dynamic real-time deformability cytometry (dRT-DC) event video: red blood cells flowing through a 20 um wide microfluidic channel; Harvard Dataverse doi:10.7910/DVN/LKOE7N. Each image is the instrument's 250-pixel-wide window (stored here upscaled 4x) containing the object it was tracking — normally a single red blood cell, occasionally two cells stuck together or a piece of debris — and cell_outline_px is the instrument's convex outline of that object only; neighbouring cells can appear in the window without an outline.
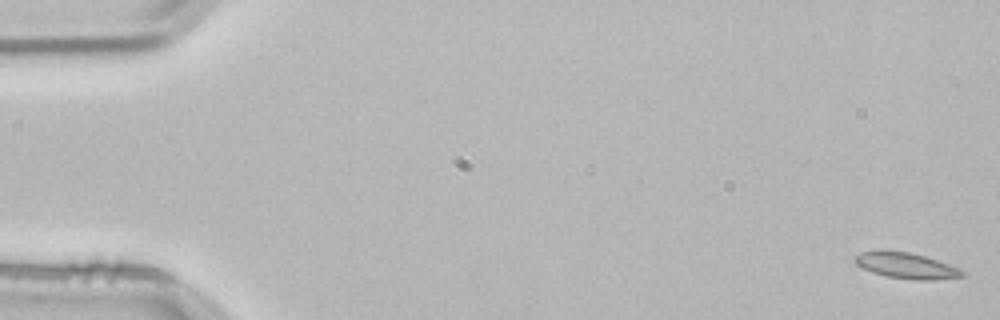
{"species": "common noctule bat (a hibernating species)", "species_latin": "Nyctalus noctula", "temperature_condition": "room temperature", "stored_images_in_passage": 4, "camera_frame_rate_fps": 3000, "um_per_image_px": 0.085, "animal": {"sex": "male", "body_mass_g": 21.5, "forearm_length_mm": 52.0}, "frame": {"image": 1, "passage_image": 1, "time_ms": 0.0, "image_size_px": [1000, 320], "cell_outline_px": [[964, 276], [932, 280], [916, 280], [884, 276], [872, 272], [856, 264], [852, 260], [860, 252], [876, 248], [884, 248], [908, 252], [924, 256], [948, 264], [964, 272]], "centroid_in_image_um": [76.92, 22.54], "position_along_channel_um": 8.1, "area_um2": 16.42}}
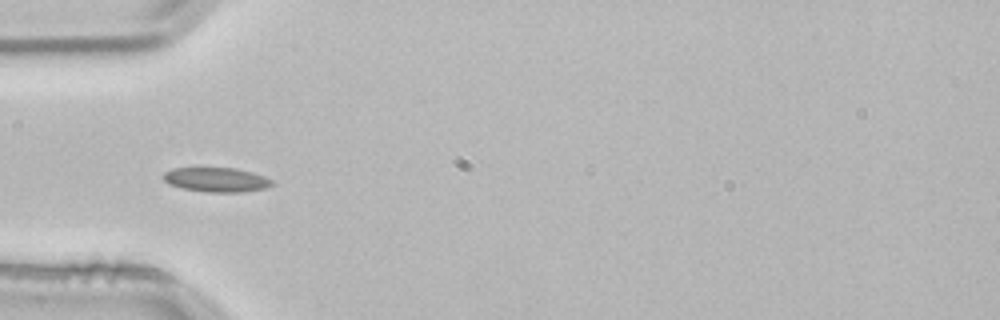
{"frame": {"image": 2, "passage_image": 4, "time_ms": 1.0, "image_size_px": [1000, 320], "cell_outline_px": [[276, 184], [264, 188], [240, 192], [208, 192], [180, 188], [168, 184], [164, 180], [164, 172], [172, 168], [236, 168], [252, 172], [264, 176], [272, 180]], "centroid_in_image_um": [18.39, 15.27], "position_along_channel_um": 66.6, "area_um2": 15.49}}